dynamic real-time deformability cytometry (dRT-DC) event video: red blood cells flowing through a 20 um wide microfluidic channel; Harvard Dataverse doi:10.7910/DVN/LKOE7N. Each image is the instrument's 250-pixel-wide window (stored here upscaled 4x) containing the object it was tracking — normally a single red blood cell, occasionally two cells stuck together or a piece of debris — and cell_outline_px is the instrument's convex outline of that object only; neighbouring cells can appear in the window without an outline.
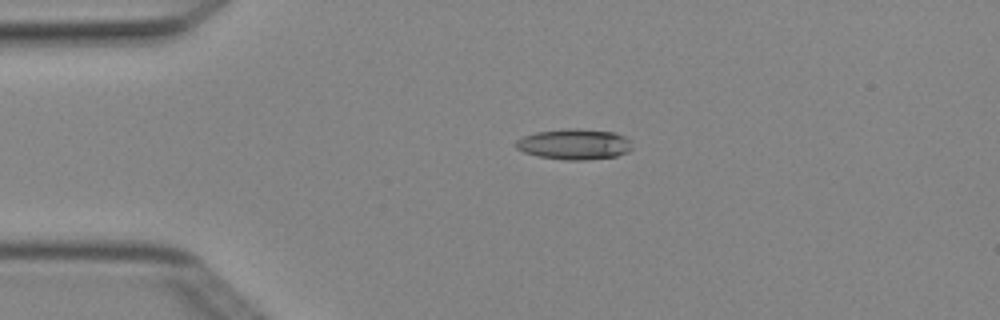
{"species": "Egyptian fruit bat (a non-hibernating species)", "species_latin": "Rousettus aegyptiacus", "temperature_condition": "cold", "stored_images_in_passage": 4, "camera_frame_rate_fps": 3000, "um_per_image_px": 0.085, "animal": {"sex": "female"}, "frame": {"image": 1, "passage_image": 3, "time_ms": 0.667, "image_size_px": [1000, 320], "cell_outline_px": [[632, 148], [628, 152], [616, 156], [588, 160], [564, 160], [536, 156], [524, 152], [516, 148], [516, 140], [524, 136], [536, 132], [564, 128], [572, 128], [616, 132], [624, 136], [628, 140]], "centroid_in_image_um": [48.8, 12.26], "position_along_channel_um": 36.2, "area_um2": 20.87}}